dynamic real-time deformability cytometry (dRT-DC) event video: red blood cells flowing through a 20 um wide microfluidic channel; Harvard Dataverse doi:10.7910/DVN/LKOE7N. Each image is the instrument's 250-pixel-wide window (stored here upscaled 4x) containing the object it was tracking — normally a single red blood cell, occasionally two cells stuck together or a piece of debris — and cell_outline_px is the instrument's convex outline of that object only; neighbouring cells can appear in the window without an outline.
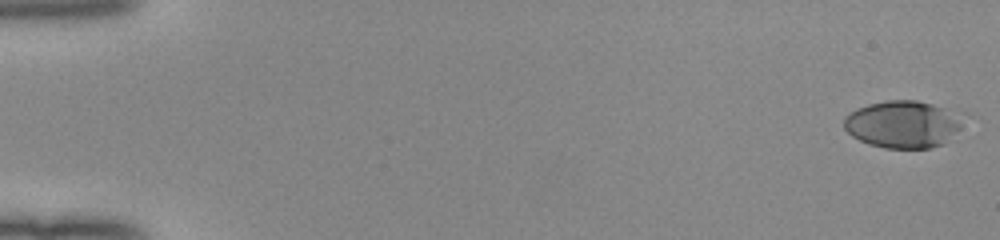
{"species": "human", "species_latin": "Homo sapiens", "temperature_condition": "room temperature", "stored_images_in_passage": 52, "camera_frame_rate_fps": 3000, "um_per_image_px": 0.085, "donor": {"sex": "female"}, "frame": {"image": 1, "passage_image": 1, "time_ms": 0.0, "image_size_px": [1000, 240], "cell_outline_px": [[968, 112], [960, 128], [944, 144], [932, 148], [884, 148], [868, 144], [852, 136], [844, 128], [844, 116], [856, 108], [868, 104], [884, 100], [916, 100]], "centroid_in_image_um": [76.83, 10.54], "position_along_channel_um": 8.2, "area_um2": 33.7}}
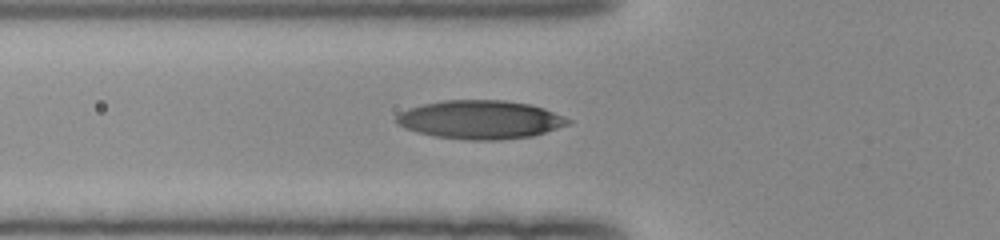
{"frame": {"image": 2, "passage_image": 20, "time_ms": 6.333, "image_size_px": [1000, 240], "cell_outline_px": [[572, 120], [568, 124], [532, 136], [500, 140], [464, 140], [436, 136], [416, 132], [404, 128], [396, 124], [396, 116], [400, 112], [408, 108], [424, 104], [444, 100], [504, 100], [528, 104], [544, 108], [564, 116]], "centroid_in_image_um": [40.79, 10.17], "position_along_channel_um": 85.0, "area_um2": 38.55}}
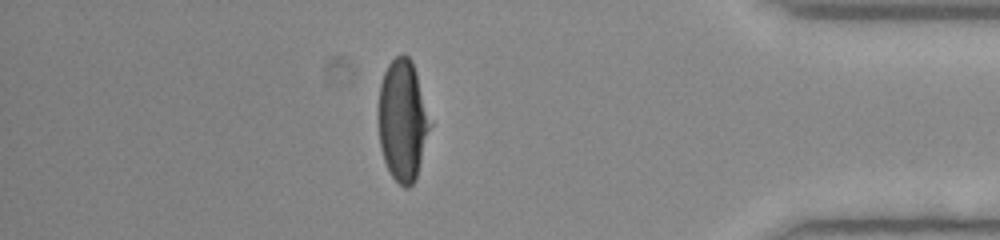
{"frame": {"image": 3, "passage_image": 46, "time_ms": 15.0, "image_size_px": [1000, 240], "cell_outline_px": [[432, 124], [416, 180], [408, 188], [404, 188], [392, 176], [384, 160], [380, 148], [376, 116], [380, 84], [384, 72], [388, 64], [400, 52], [404, 52], [412, 60]], "centroid_in_image_um": [34.2, 10.22], "position_along_channel_um": 401.0, "area_um2": 37.22}, "authors_computed_cell_mechanics": {"area_um2": 36.4429, "velocity_mm_per_s": 4.0041, "shape_relaxation_time_tau1_ms": 5.3833, "shape_relaxation_time_tau2_ms": 0.7921, "deformation_change_tau1": 0.2212, "deformation_change_tau2": 0.0607}}